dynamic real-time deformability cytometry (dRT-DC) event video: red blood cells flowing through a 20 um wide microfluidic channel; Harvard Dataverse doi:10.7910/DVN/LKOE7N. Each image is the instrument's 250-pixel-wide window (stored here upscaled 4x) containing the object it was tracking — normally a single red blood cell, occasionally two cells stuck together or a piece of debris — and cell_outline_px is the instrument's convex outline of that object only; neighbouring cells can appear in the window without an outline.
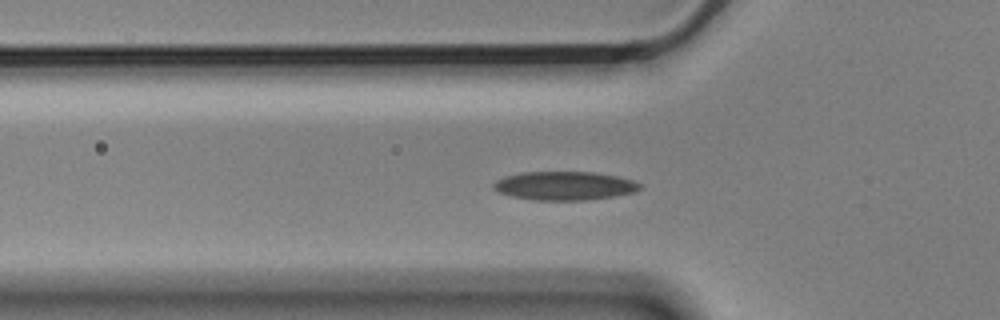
{"species": "Egyptian fruit bat (a non-hibernating species)", "species_latin": "Rousettus aegyptiacus", "temperature_condition": "cold", "stored_images_in_passage": 43, "camera_frame_rate_fps": 3000, "um_per_image_px": 0.085, "animal": {"sex": "male"}, "frame": {"image": 1, "passage_image": 4, "time_ms": 1.0, "image_size_px": [1000, 320], "cell_outline_px": [[640, 188], [636, 192], [588, 200], [536, 200], [512, 196], [500, 192], [492, 188], [492, 184], [496, 180], [504, 176], [524, 172], [592, 172], [616, 176], [632, 180], [640, 184]], "centroid_in_image_um": [47.96, 15.79], "position_along_channel_um": 77.8, "area_um2": 24.28}}
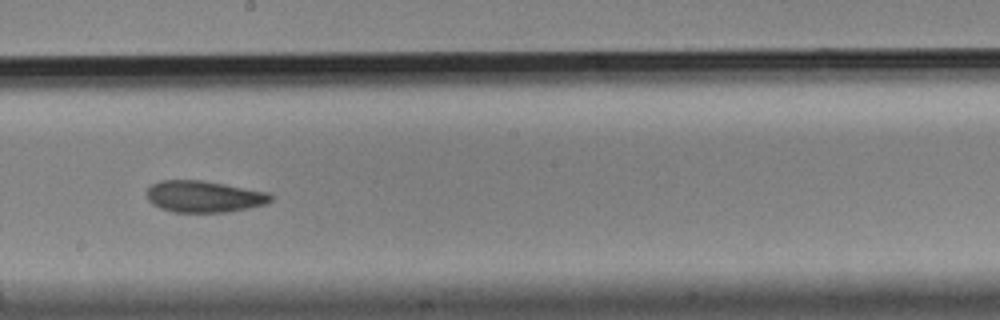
{"frame": {"image": 2, "passage_image": 17, "time_ms": 5.333, "image_size_px": [1000, 320], "cell_outline_px": [[272, 200], [264, 204], [248, 208], [228, 212], [172, 212], [160, 208], [152, 204], [148, 200], [148, 188], [152, 184], [160, 180], [200, 180], [224, 184], [268, 192], [272, 196]], "centroid_in_image_um": [17.32, 16.71], "position_along_channel_um": 230.9, "area_um2": 22.72}}
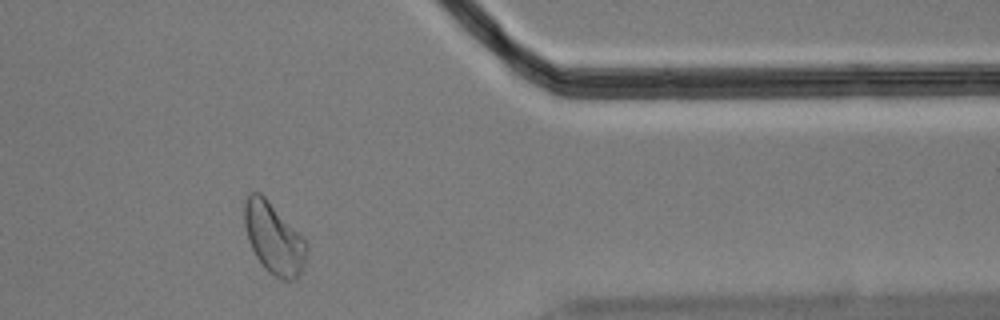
{"frame": {"image": 3, "passage_image": 32, "time_ms": 10.333, "image_size_px": [1000, 320], "cell_outline_px": [[308, 248], [304, 264], [296, 280], [284, 280], [268, 272], [264, 268], [256, 256], [248, 240], [244, 224], [244, 204], [248, 196], [252, 192], [260, 192], [268, 200], [308, 244]], "centroid_in_image_um": [23.26, 20.28], "position_along_channel_um": 388.1, "area_um2": 25.32}, "authors_computed_cell_mechanics": {"area_um2": 23.8714, "velocity_mm_per_s": 3.5136, "shape_relaxation_time_tau1_ms": 5.3891, "shape_relaxation_time_tau2_ms": 3.7403, "deformation_change_tau1": 0.1164, "deformation_change_tau2": 0.0937}}